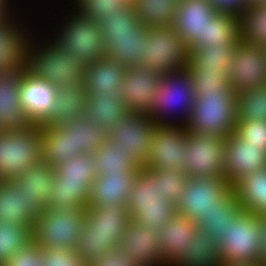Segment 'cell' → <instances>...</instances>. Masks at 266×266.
I'll return each mask as SVG.
<instances>
[{
  "label": "cell",
  "mask_w": 266,
  "mask_h": 266,
  "mask_svg": "<svg viewBox=\"0 0 266 266\" xmlns=\"http://www.w3.org/2000/svg\"><path fill=\"white\" fill-rule=\"evenodd\" d=\"M59 8L58 14L54 13L55 16H50L53 20L45 18L47 21L40 22L43 24L49 23L50 26L45 24L39 27V24L36 23L38 30L45 31L44 35L53 44L69 56L77 57L85 67L106 58L105 43L98 22L82 14L72 4L65 5L63 3ZM52 16L55 18H52ZM51 21L53 24L50 23Z\"/></svg>",
  "instance_id": "6da1fadb"
},
{
  "label": "cell",
  "mask_w": 266,
  "mask_h": 266,
  "mask_svg": "<svg viewBox=\"0 0 266 266\" xmlns=\"http://www.w3.org/2000/svg\"><path fill=\"white\" fill-rule=\"evenodd\" d=\"M37 29L34 27L27 39L24 51L25 69L35 78L46 80L57 88L83 86L85 66L77 57L69 56L59 49L43 31L38 32Z\"/></svg>",
  "instance_id": "7a4b0ae2"
},
{
  "label": "cell",
  "mask_w": 266,
  "mask_h": 266,
  "mask_svg": "<svg viewBox=\"0 0 266 266\" xmlns=\"http://www.w3.org/2000/svg\"><path fill=\"white\" fill-rule=\"evenodd\" d=\"M98 24L105 43L106 58L127 68L139 66V55H144L150 28L140 21L133 2L116 9Z\"/></svg>",
  "instance_id": "3957f363"
},
{
  "label": "cell",
  "mask_w": 266,
  "mask_h": 266,
  "mask_svg": "<svg viewBox=\"0 0 266 266\" xmlns=\"http://www.w3.org/2000/svg\"><path fill=\"white\" fill-rule=\"evenodd\" d=\"M99 173L93 154L70 158L55 169L50 209H86L92 184Z\"/></svg>",
  "instance_id": "277c9868"
},
{
  "label": "cell",
  "mask_w": 266,
  "mask_h": 266,
  "mask_svg": "<svg viewBox=\"0 0 266 266\" xmlns=\"http://www.w3.org/2000/svg\"><path fill=\"white\" fill-rule=\"evenodd\" d=\"M238 122L237 94L230 84L219 92L196 93L188 131L206 135L228 137Z\"/></svg>",
  "instance_id": "5b68a950"
},
{
  "label": "cell",
  "mask_w": 266,
  "mask_h": 266,
  "mask_svg": "<svg viewBox=\"0 0 266 266\" xmlns=\"http://www.w3.org/2000/svg\"><path fill=\"white\" fill-rule=\"evenodd\" d=\"M126 208L134 221L158 231L177 213L176 203L164 199L158 189V172L147 168L136 176Z\"/></svg>",
  "instance_id": "8992f818"
},
{
  "label": "cell",
  "mask_w": 266,
  "mask_h": 266,
  "mask_svg": "<svg viewBox=\"0 0 266 266\" xmlns=\"http://www.w3.org/2000/svg\"><path fill=\"white\" fill-rule=\"evenodd\" d=\"M194 102L192 76L187 69L163 74L149 114L157 125H185Z\"/></svg>",
  "instance_id": "52a82bcc"
},
{
  "label": "cell",
  "mask_w": 266,
  "mask_h": 266,
  "mask_svg": "<svg viewBox=\"0 0 266 266\" xmlns=\"http://www.w3.org/2000/svg\"><path fill=\"white\" fill-rule=\"evenodd\" d=\"M43 158L40 125L28 130H0V181H15Z\"/></svg>",
  "instance_id": "ba28073f"
},
{
  "label": "cell",
  "mask_w": 266,
  "mask_h": 266,
  "mask_svg": "<svg viewBox=\"0 0 266 266\" xmlns=\"http://www.w3.org/2000/svg\"><path fill=\"white\" fill-rule=\"evenodd\" d=\"M86 209L46 208L34 221L33 242L44 249L77 250Z\"/></svg>",
  "instance_id": "9c48e42d"
},
{
  "label": "cell",
  "mask_w": 266,
  "mask_h": 266,
  "mask_svg": "<svg viewBox=\"0 0 266 266\" xmlns=\"http://www.w3.org/2000/svg\"><path fill=\"white\" fill-rule=\"evenodd\" d=\"M146 42L144 55H139V66L161 74L187 69L189 50L173 26L150 28Z\"/></svg>",
  "instance_id": "30bf717a"
},
{
  "label": "cell",
  "mask_w": 266,
  "mask_h": 266,
  "mask_svg": "<svg viewBox=\"0 0 266 266\" xmlns=\"http://www.w3.org/2000/svg\"><path fill=\"white\" fill-rule=\"evenodd\" d=\"M259 215L242 211L229 222L225 237L218 243L221 264L260 262Z\"/></svg>",
  "instance_id": "8fae6325"
},
{
  "label": "cell",
  "mask_w": 266,
  "mask_h": 266,
  "mask_svg": "<svg viewBox=\"0 0 266 266\" xmlns=\"http://www.w3.org/2000/svg\"><path fill=\"white\" fill-rule=\"evenodd\" d=\"M32 7L35 8L31 6L25 8V12L21 11L19 14L10 17H0V74L14 72L24 67V51L27 39L32 31L31 29L36 27L34 21L39 23L38 17L42 18L44 15L36 11V9H42V5L39 8L36 7L35 12L34 10L26 11ZM28 12H32L33 16L29 17ZM35 13H39L41 16ZM31 17H33L32 20ZM34 18L36 20H33Z\"/></svg>",
  "instance_id": "7c38bea8"
},
{
  "label": "cell",
  "mask_w": 266,
  "mask_h": 266,
  "mask_svg": "<svg viewBox=\"0 0 266 266\" xmlns=\"http://www.w3.org/2000/svg\"><path fill=\"white\" fill-rule=\"evenodd\" d=\"M232 189L225 177H189L176 204L177 213L197 223L201 218H206Z\"/></svg>",
  "instance_id": "4fadbf2b"
},
{
  "label": "cell",
  "mask_w": 266,
  "mask_h": 266,
  "mask_svg": "<svg viewBox=\"0 0 266 266\" xmlns=\"http://www.w3.org/2000/svg\"><path fill=\"white\" fill-rule=\"evenodd\" d=\"M156 125L150 114L128 111L119 123L111 128L107 138L116 145H123L129 156L144 168Z\"/></svg>",
  "instance_id": "5bb4252c"
},
{
  "label": "cell",
  "mask_w": 266,
  "mask_h": 266,
  "mask_svg": "<svg viewBox=\"0 0 266 266\" xmlns=\"http://www.w3.org/2000/svg\"><path fill=\"white\" fill-rule=\"evenodd\" d=\"M187 132L185 125H156L144 168L183 171L187 154Z\"/></svg>",
  "instance_id": "9a60e30c"
},
{
  "label": "cell",
  "mask_w": 266,
  "mask_h": 266,
  "mask_svg": "<svg viewBox=\"0 0 266 266\" xmlns=\"http://www.w3.org/2000/svg\"><path fill=\"white\" fill-rule=\"evenodd\" d=\"M224 138L187 132L183 172L188 177H224Z\"/></svg>",
  "instance_id": "2e32d148"
},
{
  "label": "cell",
  "mask_w": 266,
  "mask_h": 266,
  "mask_svg": "<svg viewBox=\"0 0 266 266\" xmlns=\"http://www.w3.org/2000/svg\"><path fill=\"white\" fill-rule=\"evenodd\" d=\"M226 76L236 94L266 85V48L239 40Z\"/></svg>",
  "instance_id": "e0dca14e"
},
{
  "label": "cell",
  "mask_w": 266,
  "mask_h": 266,
  "mask_svg": "<svg viewBox=\"0 0 266 266\" xmlns=\"http://www.w3.org/2000/svg\"><path fill=\"white\" fill-rule=\"evenodd\" d=\"M224 177L234 187L249 174L266 168V147L248 145L235 132L224 139Z\"/></svg>",
  "instance_id": "ac0fdd59"
},
{
  "label": "cell",
  "mask_w": 266,
  "mask_h": 266,
  "mask_svg": "<svg viewBox=\"0 0 266 266\" xmlns=\"http://www.w3.org/2000/svg\"><path fill=\"white\" fill-rule=\"evenodd\" d=\"M162 75L144 66L127 69L120 95L129 112L150 113Z\"/></svg>",
  "instance_id": "d6986e66"
},
{
  "label": "cell",
  "mask_w": 266,
  "mask_h": 266,
  "mask_svg": "<svg viewBox=\"0 0 266 266\" xmlns=\"http://www.w3.org/2000/svg\"><path fill=\"white\" fill-rule=\"evenodd\" d=\"M218 13L209 0H178L173 27L189 51L204 41V29Z\"/></svg>",
  "instance_id": "ffe728a7"
},
{
  "label": "cell",
  "mask_w": 266,
  "mask_h": 266,
  "mask_svg": "<svg viewBox=\"0 0 266 266\" xmlns=\"http://www.w3.org/2000/svg\"><path fill=\"white\" fill-rule=\"evenodd\" d=\"M22 68L0 74V130H28L34 124L22 108Z\"/></svg>",
  "instance_id": "44dd1931"
},
{
  "label": "cell",
  "mask_w": 266,
  "mask_h": 266,
  "mask_svg": "<svg viewBox=\"0 0 266 266\" xmlns=\"http://www.w3.org/2000/svg\"><path fill=\"white\" fill-rule=\"evenodd\" d=\"M138 266H165L161 259L159 231L131 220L120 242Z\"/></svg>",
  "instance_id": "7402d4cb"
},
{
  "label": "cell",
  "mask_w": 266,
  "mask_h": 266,
  "mask_svg": "<svg viewBox=\"0 0 266 266\" xmlns=\"http://www.w3.org/2000/svg\"><path fill=\"white\" fill-rule=\"evenodd\" d=\"M57 89L46 80L35 78L25 67L22 68V108L33 124H43L50 117L56 102Z\"/></svg>",
  "instance_id": "603a6c76"
},
{
  "label": "cell",
  "mask_w": 266,
  "mask_h": 266,
  "mask_svg": "<svg viewBox=\"0 0 266 266\" xmlns=\"http://www.w3.org/2000/svg\"><path fill=\"white\" fill-rule=\"evenodd\" d=\"M45 209L32 201L15 181H0V222L34 226Z\"/></svg>",
  "instance_id": "cb8c5ba5"
},
{
  "label": "cell",
  "mask_w": 266,
  "mask_h": 266,
  "mask_svg": "<svg viewBox=\"0 0 266 266\" xmlns=\"http://www.w3.org/2000/svg\"><path fill=\"white\" fill-rule=\"evenodd\" d=\"M140 171L106 172L92 184L87 207L113 204L126 206L136 176Z\"/></svg>",
  "instance_id": "d4e9b609"
},
{
  "label": "cell",
  "mask_w": 266,
  "mask_h": 266,
  "mask_svg": "<svg viewBox=\"0 0 266 266\" xmlns=\"http://www.w3.org/2000/svg\"><path fill=\"white\" fill-rule=\"evenodd\" d=\"M127 69L109 58L100 59L84 67L83 86L86 94L108 96L114 90L121 92Z\"/></svg>",
  "instance_id": "484cf974"
},
{
  "label": "cell",
  "mask_w": 266,
  "mask_h": 266,
  "mask_svg": "<svg viewBox=\"0 0 266 266\" xmlns=\"http://www.w3.org/2000/svg\"><path fill=\"white\" fill-rule=\"evenodd\" d=\"M198 231L197 224L182 214L175 213L159 231L161 259L166 266L181 250H188Z\"/></svg>",
  "instance_id": "4316f807"
},
{
  "label": "cell",
  "mask_w": 266,
  "mask_h": 266,
  "mask_svg": "<svg viewBox=\"0 0 266 266\" xmlns=\"http://www.w3.org/2000/svg\"><path fill=\"white\" fill-rule=\"evenodd\" d=\"M84 225L90 233L114 235L121 242L132 218L126 206L113 204L100 207H87Z\"/></svg>",
  "instance_id": "83f0119b"
},
{
  "label": "cell",
  "mask_w": 266,
  "mask_h": 266,
  "mask_svg": "<svg viewBox=\"0 0 266 266\" xmlns=\"http://www.w3.org/2000/svg\"><path fill=\"white\" fill-rule=\"evenodd\" d=\"M128 112L120 92L114 90L108 96L87 95L86 108L83 117L100 126L108 135L111 128L119 123L120 119Z\"/></svg>",
  "instance_id": "f1b7e54d"
},
{
  "label": "cell",
  "mask_w": 266,
  "mask_h": 266,
  "mask_svg": "<svg viewBox=\"0 0 266 266\" xmlns=\"http://www.w3.org/2000/svg\"><path fill=\"white\" fill-rule=\"evenodd\" d=\"M87 94L84 86H65L56 91V102L44 126L68 125L83 117Z\"/></svg>",
  "instance_id": "f546056e"
},
{
  "label": "cell",
  "mask_w": 266,
  "mask_h": 266,
  "mask_svg": "<svg viewBox=\"0 0 266 266\" xmlns=\"http://www.w3.org/2000/svg\"><path fill=\"white\" fill-rule=\"evenodd\" d=\"M166 266H221L218 242L198 230L188 250L179 251Z\"/></svg>",
  "instance_id": "4dcf8cb0"
},
{
  "label": "cell",
  "mask_w": 266,
  "mask_h": 266,
  "mask_svg": "<svg viewBox=\"0 0 266 266\" xmlns=\"http://www.w3.org/2000/svg\"><path fill=\"white\" fill-rule=\"evenodd\" d=\"M55 179V169L47 162L40 161L29 166L15 182L21 186L24 193L44 209L51 200V189Z\"/></svg>",
  "instance_id": "1f68e13d"
},
{
  "label": "cell",
  "mask_w": 266,
  "mask_h": 266,
  "mask_svg": "<svg viewBox=\"0 0 266 266\" xmlns=\"http://www.w3.org/2000/svg\"><path fill=\"white\" fill-rule=\"evenodd\" d=\"M43 137L42 161L49 163L54 169L67 162L70 158H77L84 153L77 149L72 137L62 132L59 127L40 124Z\"/></svg>",
  "instance_id": "d6a6232c"
},
{
  "label": "cell",
  "mask_w": 266,
  "mask_h": 266,
  "mask_svg": "<svg viewBox=\"0 0 266 266\" xmlns=\"http://www.w3.org/2000/svg\"><path fill=\"white\" fill-rule=\"evenodd\" d=\"M242 207L238 203L237 192L234 188L216 204L212 211L206 216L201 218L196 224L198 230L213 236L219 243L225 237V231L241 212Z\"/></svg>",
  "instance_id": "836d02e7"
},
{
  "label": "cell",
  "mask_w": 266,
  "mask_h": 266,
  "mask_svg": "<svg viewBox=\"0 0 266 266\" xmlns=\"http://www.w3.org/2000/svg\"><path fill=\"white\" fill-rule=\"evenodd\" d=\"M233 188L243 211L266 214V168L244 177Z\"/></svg>",
  "instance_id": "e575fe53"
},
{
  "label": "cell",
  "mask_w": 266,
  "mask_h": 266,
  "mask_svg": "<svg viewBox=\"0 0 266 266\" xmlns=\"http://www.w3.org/2000/svg\"><path fill=\"white\" fill-rule=\"evenodd\" d=\"M239 17V40L266 48V3L249 1Z\"/></svg>",
  "instance_id": "d590c367"
},
{
  "label": "cell",
  "mask_w": 266,
  "mask_h": 266,
  "mask_svg": "<svg viewBox=\"0 0 266 266\" xmlns=\"http://www.w3.org/2000/svg\"><path fill=\"white\" fill-rule=\"evenodd\" d=\"M235 44L204 46L189 51L187 69H203L204 72L227 74Z\"/></svg>",
  "instance_id": "8d00e7d4"
},
{
  "label": "cell",
  "mask_w": 266,
  "mask_h": 266,
  "mask_svg": "<svg viewBox=\"0 0 266 266\" xmlns=\"http://www.w3.org/2000/svg\"><path fill=\"white\" fill-rule=\"evenodd\" d=\"M239 43V17L219 12L204 29V41L196 48Z\"/></svg>",
  "instance_id": "74e56055"
},
{
  "label": "cell",
  "mask_w": 266,
  "mask_h": 266,
  "mask_svg": "<svg viewBox=\"0 0 266 266\" xmlns=\"http://www.w3.org/2000/svg\"><path fill=\"white\" fill-rule=\"evenodd\" d=\"M136 12L149 28L173 26L178 0H134Z\"/></svg>",
  "instance_id": "f35d334b"
},
{
  "label": "cell",
  "mask_w": 266,
  "mask_h": 266,
  "mask_svg": "<svg viewBox=\"0 0 266 266\" xmlns=\"http://www.w3.org/2000/svg\"><path fill=\"white\" fill-rule=\"evenodd\" d=\"M62 132L72 137L77 149L84 154H93L108 140L107 135L100 126L89 122L84 117L68 125L58 126Z\"/></svg>",
  "instance_id": "ab89813d"
},
{
  "label": "cell",
  "mask_w": 266,
  "mask_h": 266,
  "mask_svg": "<svg viewBox=\"0 0 266 266\" xmlns=\"http://www.w3.org/2000/svg\"><path fill=\"white\" fill-rule=\"evenodd\" d=\"M93 155L99 175L106 172L140 171L142 169L123 149V145H116L109 140L94 151Z\"/></svg>",
  "instance_id": "60d3db41"
},
{
  "label": "cell",
  "mask_w": 266,
  "mask_h": 266,
  "mask_svg": "<svg viewBox=\"0 0 266 266\" xmlns=\"http://www.w3.org/2000/svg\"><path fill=\"white\" fill-rule=\"evenodd\" d=\"M33 227L0 222V266L33 241Z\"/></svg>",
  "instance_id": "b9f144b4"
},
{
  "label": "cell",
  "mask_w": 266,
  "mask_h": 266,
  "mask_svg": "<svg viewBox=\"0 0 266 266\" xmlns=\"http://www.w3.org/2000/svg\"><path fill=\"white\" fill-rule=\"evenodd\" d=\"M117 245H120V242L114 235L90 233L88 228L83 225L76 251L80 258L85 260L87 266H89L102 255L112 252Z\"/></svg>",
  "instance_id": "7bdbcfd3"
},
{
  "label": "cell",
  "mask_w": 266,
  "mask_h": 266,
  "mask_svg": "<svg viewBox=\"0 0 266 266\" xmlns=\"http://www.w3.org/2000/svg\"><path fill=\"white\" fill-rule=\"evenodd\" d=\"M238 121H266V85L237 94Z\"/></svg>",
  "instance_id": "ee69618b"
},
{
  "label": "cell",
  "mask_w": 266,
  "mask_h": 266,
  "mask_svg": "<svg viewBox=\"0 0 266 266\" xmlns=\"http://www.w3.org/2000/svg\"><path fill=\"white\" fill-rule=\"evenodd\" d=\"M158 172V189L164 199L178 203L189 177L181 170H156Z\"/></svg>",
  "instance_id": "f6af8a7d"
},
{
  "label": "cell",
  "mask_w": 266,
  "mask_h": 266,
  "mask_svg": "<svg viewBox=\"0 0 266 266\" xmlns=\"http://www.w3.org/2000/svg\"><path fill=\"white\" fill-rule=\"evenodd\" d=\"M129 3V0H76L72 5L85 16L100 22L116 9Z\"/></svg>",
  "instance_id": "bcb514c9"
},
{
  "label": "cell",
  "mask_w": 266,
  "mask_h": 266,
  "mask_svg": "<svg viewBox=\"0 0 266 266\" xmlns=\"http://www.w3.org/2000/svg\"><path fill=\"white\" fill-rule=\"evenodd\" d=\"M192 76L194 95L196 93H212L223 90L230 83L227 74L204 72L203 69H187Z\"/></svg>",
  "instance_id": "7dc6e473"
},
{
  "label": "cell",
  "mask_w": 266,
  "mask_h": 266,
  "mask_svg": "<svg viewBox=\"0 0 266 266\" xmlns=\"http://www.w3.org/2000/svg\"><path fill=\"white\" fill-rule=\"evenodd\" d=\"M234 132L248 145L266 147V121H238Z\"/></svg>",
  "instance_id": "c3c4849f"
},
{
  "label": "cell",
  "mask_w": 266,
  "mask_h": 266,
  "mask_svg": "<svg viewBox=\"0 0 266 266\" xmlns=\"http://www.w3.org/2000/svg\"><path fill=\"white\" fill-rule=\"evenodd\" d=\"M42 266H87L86 261L80 258L76 250L71 249H44Z\"/></svg>",
  "instance_id": "681fc988"
},
{
  "label": "cell",
  "mask_w": 266,
  "mask_h": 266,
  "mask_svg": "<svg viewBox=\"0 0 266 266\" xmlns=\"http://www.w3.org/2000/svg\"><path fill=\"white\" fill-rule=\"evenodd\" d=\"M44 255L42 248L33 241L17 251L9 261L2 266H42Z\"/></svg>",
  "instance_id": "f907efd6"
},
{
  "label": "cell",
  "mask_w": 266,
  "mask_h": 266,
  "mask_svg": "<svg viewBox=\"0 0 266 266\" xmlns=\"http://www.w3.org/2000/svg\"><path fill=\"white\" fill-rule=\"evenodd\" d=\"M89 266H138L121 245H117L112 252L102 255Z\"/></svg>",
  "instance_id": "816d5d0a"
},
{
  "label": "cell",
  "mask_w": 266,
  "mask_h": 266,
  "mask_svg": "<svg viewBox=\"0 0 266 266\" xmlns=\"http://www.w3.org/2000/svg\"><path fill=\"white\" fill-rule=\"evenodd\" d=\"M219 12L239 16L247 7L248 0H209Z\"/></svg>",
  "instance_id": "f5cc1de1"
},
{
  "label": "cell",
  "mask_w": 266,
  "mask_h": 266,
  "mask_svg": "<svg viewBox=\"0 0 266 266\" xmlns=\"http://www.w3.org/2000/svg\"><path fill=\"white\" fill-rule=\"evenodd\" d=\"M17 2L20 4L24 2V0L22 2H20V0H0V17H10L24 11L25 8Z\"/></svg>",
  "instance_id": "db71d44e"
},
{
  "label": "cell",
  "mask_w": 266,
  "mask_h": 266,
  "mask_svg": "<svg viewBox=\"0 0 266 266\" xmlns=\"http://www.w3.org/2000/svg\"><path fill=\"white\" fill-rule=\"evenodd\" d=\"M259 231H260V262L266 265V214L259 215Z\"/></svg>",
  "instance_id": "11a10c76"
},
{
  "label": "cell",
  "mask_w": 266,
  "mask_h": 266,
  "mask_svg": "<svg viewBox=\"0 0 266 266\" xmlns=\"http://www.w3.org/2000/svg\"><path fill=\"white\" fill-rule=\"evenodd\" d=\"M221 266H266L262 262L242 263V264H221Z\"/></svg>",
  "instance_id": "9f6ffc18"
},
{
  "label": "cell",
  "mask_w": 266,
  "mask_h": 266,
  "mask_svg": "<svg viewBox=\"0 0 266 266\" xmlns=\"http://www.w3.org/2000/svg\"><path fill=\"white\" fill-rule=\"evenodd\" d=\"M76 0H62L61 2H65V5L68 4V5H71L75 2ZM67 2V3H66Z\"/></svg>",
  "instance_id": "6f0895ef"
},
{
  "label": "cell",
  "mask_w": 266,
  "mask_h": 266,
  "mask_svg": "<svg viewBox=\"0 0 266 266\" xmlns=\"http://www.w3.org/2000/svg\"><path fill=\"white\" fill-rule=\"evenodd\" d=\"M258 1H261V2H263V3H266V0H258Z\"/></svg>",
  "instance_id": "680465c9"
}]
</instances>
